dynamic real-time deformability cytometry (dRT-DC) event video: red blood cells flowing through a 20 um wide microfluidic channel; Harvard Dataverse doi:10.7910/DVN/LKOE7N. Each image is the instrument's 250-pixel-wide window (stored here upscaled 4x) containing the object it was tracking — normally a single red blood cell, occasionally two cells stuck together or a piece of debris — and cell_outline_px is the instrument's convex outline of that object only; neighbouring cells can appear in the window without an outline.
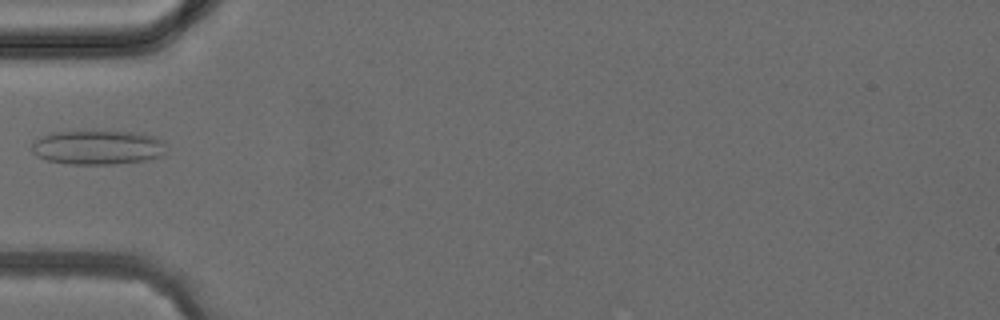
{"species": "common noctule bat (a hibernating species)", "species_latin": "Nyctalus noctula", "temperature_condition": "cold", "stored_images_in_passage": 3, "camera_frame_rate_fps": 3000, "um_per_image_px": 0.085, "animal": {"sex": "female", "body_mass_g": 24.6, "forearm_length_mm": 56.2}, "frame": {"image": 1, "passage_image": 3, "time_ms": 2.333, "image_size_px": [1000, 320], "cell_outline_px": [[164, 156], [144, 160], [112, 164], [72, 164], [48, 160], [36, 156], [32, 152], [32, 144], [36, 140], [44, 136], [56, 132], [140, 132], [156, 136], [164, 140]], "centroid_in_image_um": [8.36, 12.53], "position_along_channel_um": 76.6, "area_um2": 26.65}}